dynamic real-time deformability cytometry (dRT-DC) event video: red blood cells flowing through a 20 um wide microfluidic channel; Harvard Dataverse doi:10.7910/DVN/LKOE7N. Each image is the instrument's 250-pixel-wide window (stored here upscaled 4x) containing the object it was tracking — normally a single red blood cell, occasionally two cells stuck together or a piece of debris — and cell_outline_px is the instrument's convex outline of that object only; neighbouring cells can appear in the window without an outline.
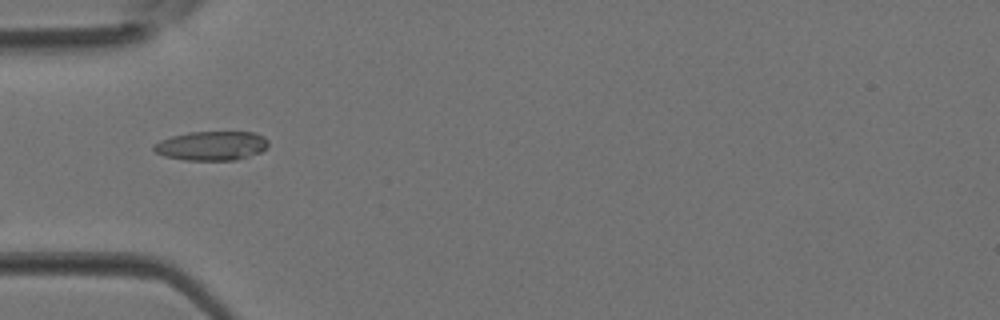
{"species": "Egyptian fruit bat (a non-hibernating species)", "species_latin": "Rousettus aegyptiacus", "temperature_condition": "room temperature", "stored_images_in_passage": 4, "camera_frame_rate_fps": 3000, "um_per_image_px": 0.085, "animal": {"sex": "female"}, "frame": {"image": 1, "passage_image": 4, "time_ms": 1.0, "image_size_px": [1000, 320], "cell_outline_px": [[268, 148], [260, 152], [236, 160], [184, 160], [164, 156], [156, 152], [152, 148], [160, 140], [172, 136], [188, 132], [256, 132], [264, 136], [268, 140]], "centroid_in_image_um": [18.01, 12.39], "position_along_channel_um": 67.0, "area_um2": 19.54}}